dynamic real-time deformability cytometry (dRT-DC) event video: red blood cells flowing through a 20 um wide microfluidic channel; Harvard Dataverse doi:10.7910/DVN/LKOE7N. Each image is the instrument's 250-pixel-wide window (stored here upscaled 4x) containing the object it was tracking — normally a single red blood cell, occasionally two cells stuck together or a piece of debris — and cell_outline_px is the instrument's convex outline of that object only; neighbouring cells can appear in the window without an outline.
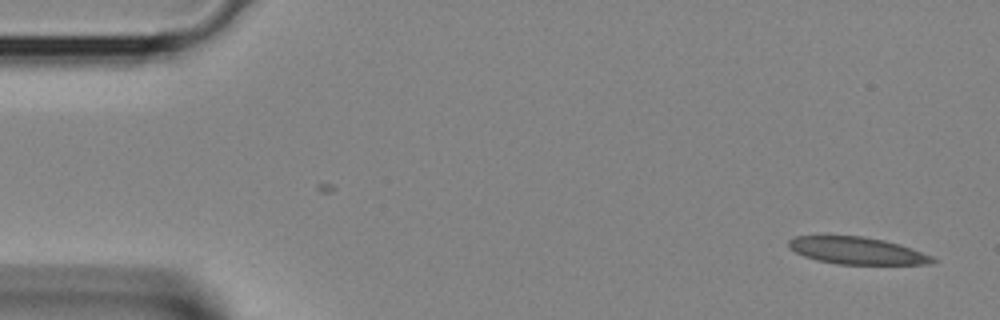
{"species": "Egyptian fruit bat (a non-hibernating species)", "species_latin": "Rousettus aegyptiacus", "temperature_condition": "room temperature", "stored_images_in_passage": 8, "camera_frame_rate_fps": 3000, "um_per_image_px": 0.085, "animal": {"sex": "female"}, "frame": {"image": 1, "passage_image": 1, "time_ms": 0.0, "image_size_px": [1000, 320], "cell_outline_px": [[940, 260], [928, 264], [836, 264], [816, 260], [804, 256], [796, 252], [788, 244], [788, 240], [796, 236], [860, 236], [884, 240], [900, 244], [912, 248], [932, 256]], "centroid_in_image_um": [72.88, 21.31], "position_along_channel_um": 12.1, "area_um2": 22.66}}